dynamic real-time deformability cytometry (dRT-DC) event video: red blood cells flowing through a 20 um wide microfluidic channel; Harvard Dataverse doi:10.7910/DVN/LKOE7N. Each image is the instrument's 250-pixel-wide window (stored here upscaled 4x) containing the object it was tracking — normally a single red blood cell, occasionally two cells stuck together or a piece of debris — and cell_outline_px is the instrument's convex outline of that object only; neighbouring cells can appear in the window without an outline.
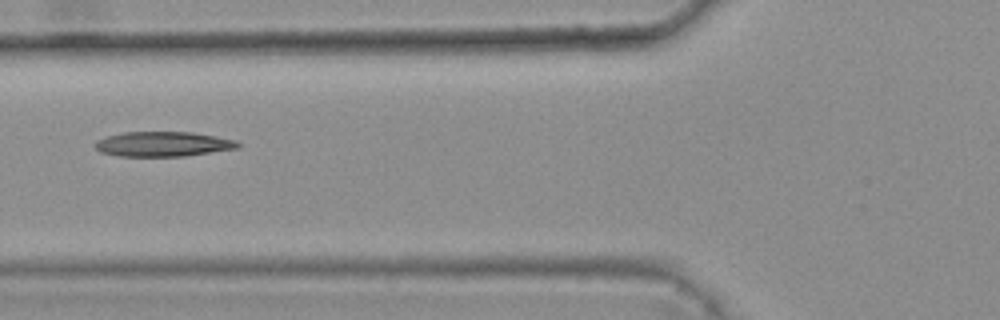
{"species": "common noctule bat (a hibernating species)", "species_latin": "Nyctalus noctula", "temperature_condition": "warm", "stored_images_in_passage": 7, "camera_frame_rate_fps": 3000, "um_per_image_px": 0.085, "animal": {"sex": "female", "body_mass_g": 25.1}, "frame": {"image": 1, "passage_image": 4, "time_ms": 1.0, "image_size_px": [1000, 320], "cell_outline_px": [[240, 148], [184, 156], [120, 156], [100, 152], [92, 144], [96, 140], [108, 136], [124, 132], [192, 132], [236, 140], [240, 144]], "centroid_in_image_um": [13.85, 12.25], "position_along_channel_um": 112.0, "area_um2": 20.69}}
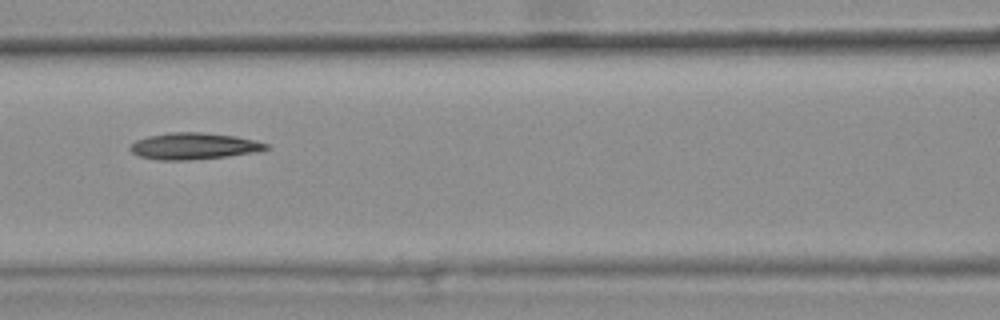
{"frame": {"image": 2, "passage_image": 5, "time_ms": 1.333, "image_size_px": [1000, 320], "cell_outline_px": [[268, 148], [256, 152], [224, 156], [188, 160], [160, 160], [140, 156], [132, 152], [128, 148], [136, 140], [148, 136], [168, 132], [204, 132], [236, 136], [256, 140], [268, 144]], "centroid_in_image_um": [16.46, 12.4], "position_along_channel_um": 150.1, "area_um2": 20.92}}